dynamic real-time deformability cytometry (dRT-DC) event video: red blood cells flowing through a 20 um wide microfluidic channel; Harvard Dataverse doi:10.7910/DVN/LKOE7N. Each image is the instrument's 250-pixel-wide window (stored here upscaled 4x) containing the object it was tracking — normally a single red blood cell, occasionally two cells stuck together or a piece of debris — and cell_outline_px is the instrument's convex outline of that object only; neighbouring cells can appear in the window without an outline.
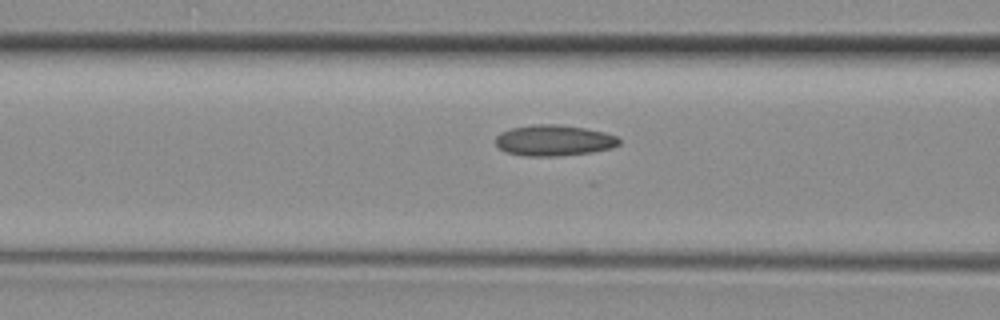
{"species": "common noctule bat (a hibernating species)", "species_latin": "Nyctalus noctula", "temperature_condition": "room temperature", "stored_images_in_passage": 12, "camera_frame_rate_fps": 3000, "um_per_image_px": 0.085, "animal": {"sex": "female", "body_mass_g": 29.2, "forearm_length_mm": 56.3}, "frame": {"image": 1, "passage_image": 10, "time_ms": 3.0, "image_size_px": [1000, 320], "cell_outline_px": [[620, 144], [612, 148], [592, 152], [556, 156], [528, 156], [508, 152], [500, 148], [496, 144], [496, 136], [500, 132], [512, 128], [532, 124], [560, 124], [584, 128], [604, 132], [616, 136], [620, 140]], "centroid_in_image_um": [47.1, 11.92], "position_along_channel_um": 119.5, "area_um2": 22.2}}